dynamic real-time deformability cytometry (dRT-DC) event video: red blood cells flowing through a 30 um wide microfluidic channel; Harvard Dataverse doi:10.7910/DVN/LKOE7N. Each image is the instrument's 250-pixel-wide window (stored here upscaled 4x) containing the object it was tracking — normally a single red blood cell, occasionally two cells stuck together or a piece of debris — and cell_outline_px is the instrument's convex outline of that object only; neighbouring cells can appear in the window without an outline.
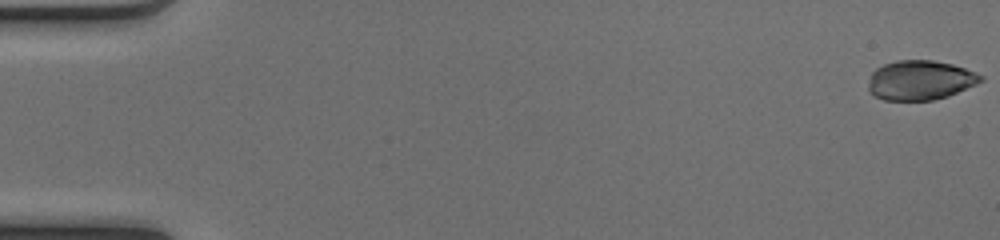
{"species": "common noctule bat (a hibernating species)", "species_latin": "Nyctalus noctula", "temperature_condition": "cold", "stored_images_in_passage": 51, "camera_frame_rate_fps": 3000, "um_per_image_px": 0.085, "animal": {"sex": "female", "body_mass_g": 17.0, "forearm_length_mm": 48.0}, "frame": {"image": 1, "passage_image": 1, "time_ms": 0.0, "image_size_px": [1000, 240], "cell_outline_px": [[984, 80], [976, 84], [948, 96], [932, 100], [884, 100], [868, 92], [868, 84], [872, 72], [876, 68], [884, 64], [896, 60], [932, 60], [952, 64], [964, 68], [984, 76]], "centroid_in_image_um": [78.2, 6.81], "position_along_channel_um": 6.8, "area_um2": 25.89}}
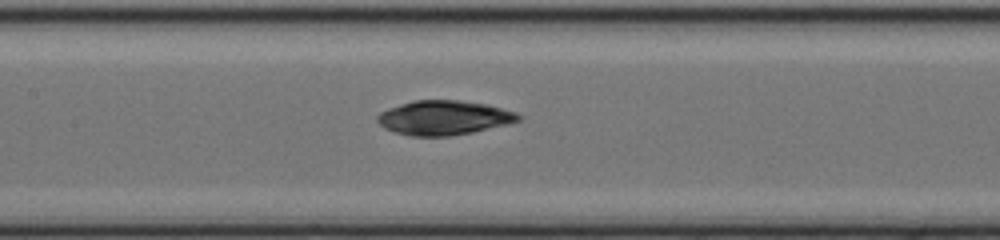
{"frame": {"image": 2, "passage_image": 25, "time_ms": 8.0, "image_size_px": [1000, 240], "cell_outline_px": [[524, 116], [520, 120], [508, 124], [472, 132], [448, 136], [412, 136], [396, 132], [384, 128], [376, 120], [376, 116], [380, 112], [388, 108], [412, 100], [460, 100], [484, 104], [516, 112]], "centroid_in_image_um": [37.72, 10.0], "position_along_channel_um": 169.7, "area_um2": 28.21}}
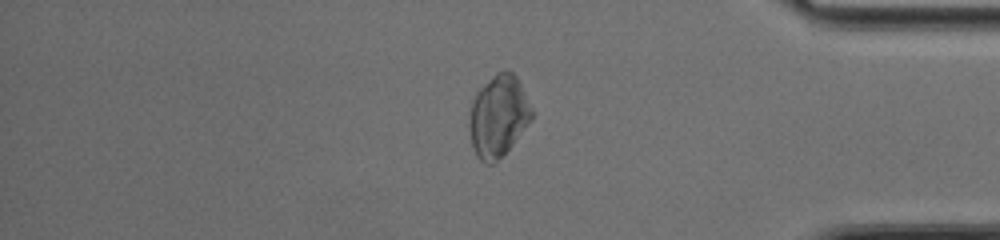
{"frame": {"image": 3, "passage_image": 43, "time_ms": 14.0, "image_size_px": [1000, 240], "cell_outline_px": [[536, 112], [512, 144], [492, 164], [484, 164], [476, 156], [472, 144], [468, 124], [468, 116], [472, 100], [476, 92], [496, 72], [504, 68], [512, 72], [516, 76]], "centroid_in_image_um": [42.35, 9.82], "position_along_channel_um": 392.9, "area_um2": 29.82}, "authors_computed_cell_mechanics": {"area_um2": 28.2064, "velocity_mm_per_s": 4.1196, "shape_relaxation_time_tau1_ms": 8.377, "shape_relaxation_time_tau2_ms": 7.728, "deformation_change_tau1": 0.1513, "deformation_change_tau2": 0.1088}}